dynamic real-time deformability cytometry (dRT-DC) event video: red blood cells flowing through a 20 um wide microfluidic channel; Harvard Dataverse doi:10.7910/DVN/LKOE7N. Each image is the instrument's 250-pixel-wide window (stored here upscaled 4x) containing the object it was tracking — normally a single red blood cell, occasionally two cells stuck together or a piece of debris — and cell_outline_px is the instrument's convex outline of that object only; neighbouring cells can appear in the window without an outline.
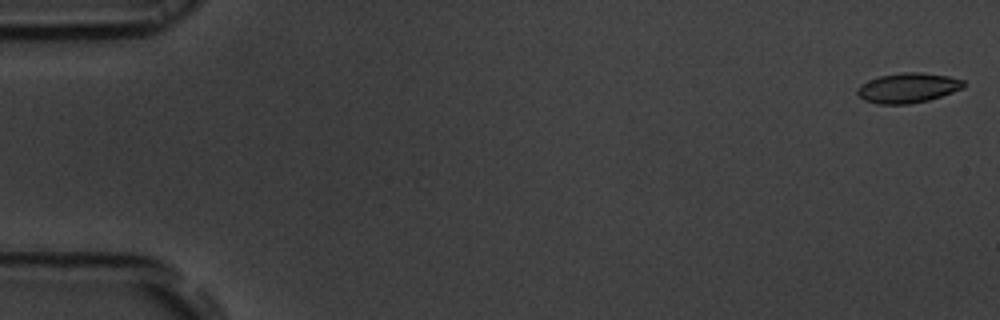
{"species": "common noctule bat (a hibernating species)", "species_latin": "Nyctalus noctula", "temperature_condition": "room temperature", "stored_images_in_passage": 13, "camera_frame_rate_fps": 3000, "um_per_image_px": 0.085, "animal": {"sex": "male", "body_mass_g": 19.5, "forearm_length_mm": 54.6}, "frame": {"image": 1, "passage_image": 1, "time_ms": 0.0, "image_size_px": [1000, 320], "cell_outline_px": [[964, 88], [928, 100], [908, 104], [880, 104], [864, 100], [856, 92], [856, 88], [860, 84], [876, 76], [900, 72], [920, 72], [948, 76], [964, 80]], "centroid_in_image_um": [77.13, 7.45], "position_along_channel_um": 7.9, "area_um2": 18.61}}